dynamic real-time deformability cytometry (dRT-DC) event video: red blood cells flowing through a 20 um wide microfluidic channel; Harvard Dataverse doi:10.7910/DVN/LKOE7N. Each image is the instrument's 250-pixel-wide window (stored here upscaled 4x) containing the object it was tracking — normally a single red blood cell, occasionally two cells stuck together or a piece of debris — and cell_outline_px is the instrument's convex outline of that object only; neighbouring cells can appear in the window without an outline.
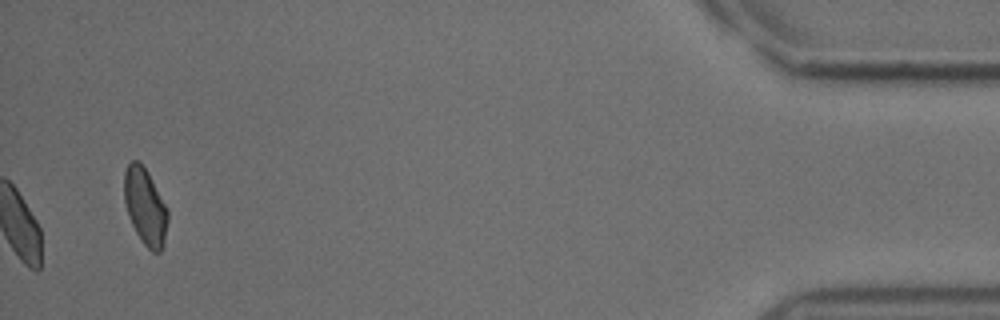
{"species": "common noctule bat (a hibernating species)", "species_latin": "Nyctalus noctula", "temperature_condition": "cold", "stored_images_in_passage": 37, "camera_frame_rate_fps": 3000, "um_per_image_px": 0.085, "animal": {"sex": "male", "body_mass_g": 18.8}, "frame": {"image": 1, "passage_image": 37, "time_ms": 12.0, "image_size_px": [1000, 320], "cell_outline_px": [[168, 220], [164, 244], [160, 252], [152, 252], [144, 244], [136, 232], [128, 216], [124, 200], [124, 172], [128, 164], [132, 160], [140, 160], [168, 208]], "centroid_in_image_um": [12.34, 17.55], "position_along_channel_um": 422.9, "area_um2": 19.48}, "authors_computed_cell_mechanics": {"area_um2": 20.23, "velocity_mm_per_s": 3.7576, "shape_relaxation_time_tau1_ms": null, "shape_relaxation_time_tau2_ms": 6.7482, "deformation_change_tau1": null, "deformation_change_tau2": 0.0754}}